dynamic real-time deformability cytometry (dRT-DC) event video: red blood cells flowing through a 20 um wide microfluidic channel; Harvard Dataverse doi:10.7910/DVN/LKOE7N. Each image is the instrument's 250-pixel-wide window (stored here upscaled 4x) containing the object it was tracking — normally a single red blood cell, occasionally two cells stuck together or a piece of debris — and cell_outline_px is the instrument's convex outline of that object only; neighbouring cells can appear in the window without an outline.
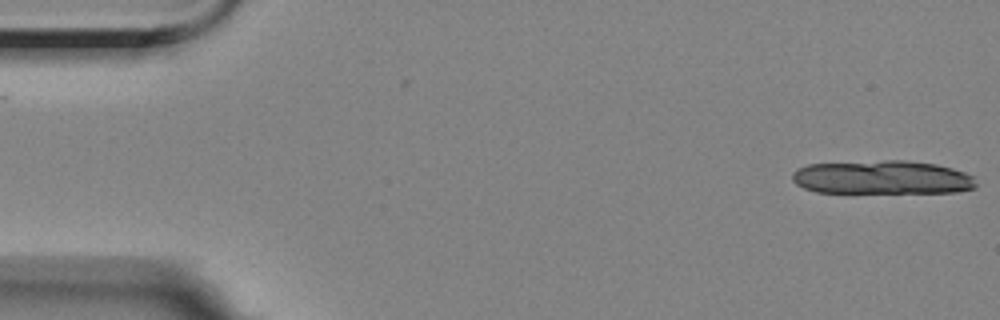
{"species": "Egyptian fruit bat (a non-hibernating species)", "species_latin": "Rousettus aegyptiacus", "temperature_condition": "room temperature", "stored_images_in_passage": 14, "camera_frame_rate_fps": 3000, "um_per_image_px": 0.085, "animal": {"sex": "female"}, "frame": {"image": 1, "passage_image": 1, "time_ms": 0.0, "image_size_px": [1000, 320], "cell_outline_px": [[976, 188], [956, 192], [816, 192], [804, 188], [796, 184], [792, 180], [792, 172], [796, 168], [808, 164], [884, 160], [904, 160], [936, 164], [952, 168], [976, 176]], "centroid_in_image_um": [74.99, 15.07], "position_along_channel_um": 10.0, "area_um2": 36.3}}